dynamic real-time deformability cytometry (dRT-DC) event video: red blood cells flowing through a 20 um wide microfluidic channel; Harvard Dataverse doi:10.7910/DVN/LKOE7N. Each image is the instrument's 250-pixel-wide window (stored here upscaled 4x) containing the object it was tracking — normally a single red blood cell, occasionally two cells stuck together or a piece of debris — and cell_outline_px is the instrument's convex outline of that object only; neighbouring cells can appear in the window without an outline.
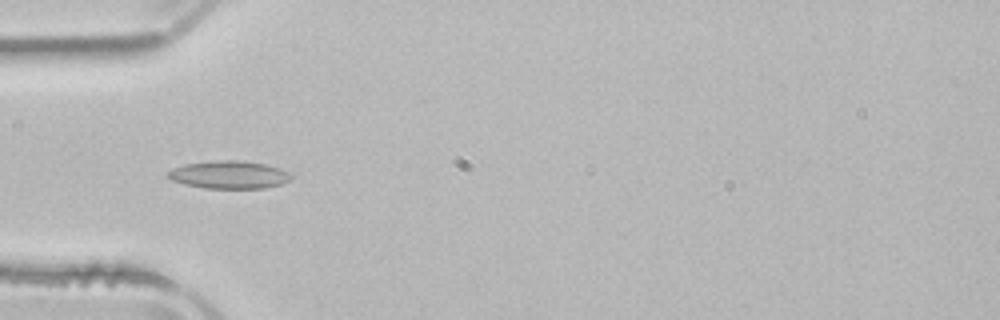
{"species": "common noctule bat (a hibernating species)", "species_latin": "Nyctalus noctula", "temperature_condition": "room temperature", "stored_images_in_passage": 52, "camera_frame_rate_fps": 3000, "um_per_image_px": 0.085, "animal": {"sex": "male", "body_mass_g": 21.5, "forearm_length_mm": 52.0}, "frame": {"image": 1, "passage_image": 16, "time_ms": 5.0, "image_size_px": [1000, 320], "cell_outline_px": [[292, 176], [288, 180], [280, 184], [264, 188], [204, 188], [184, 184], [172, 180], [164, 176], [172, 168], [184, 164], [216, 160], [240, 160], [264, 164], [280, 168], [288, 172]], "centroid_in_image_um": [19.42, 14.85], "position_along_channel_um": 65.6, "area_um2": 19.94}}
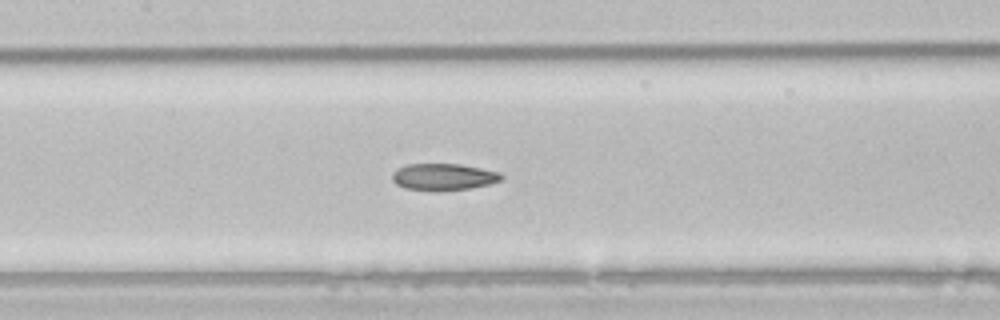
{"frame": {"image": 2, "passage_image": 24, "time_ms": 7.667, "image_size_px": [1000, 320], "cell_outline_px": [[504, 176], [500, 180], [488, 184], [472, 188], [440, 192], [436, 192], [404, 188], [396, 184], [392, 180], [392, 172], [396, 168], [404, 164], [460, 164], [500, 172]], "centroid_in_image_um": [37.65, 15.05], "position_along_channel_um": 169.8, "area_um2": 17.4}}
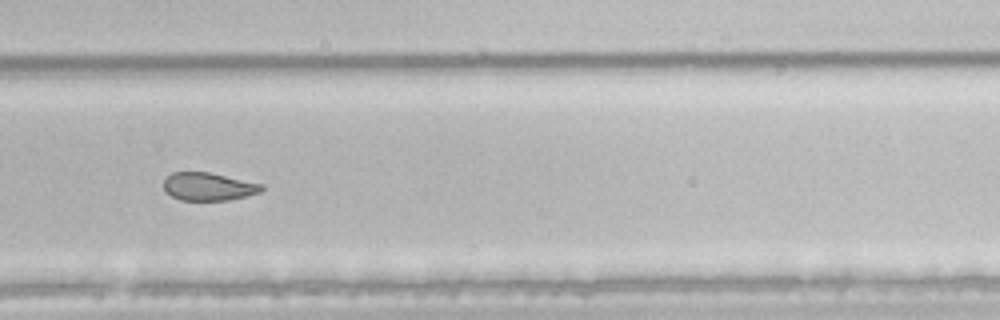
{"frame": {"image": 3, "passage_image": 35, "time_ms": 11.333, "image_size_px": [1000, 320], "cell_outline_px": [[264, 188], [260, 192], [228, 200], [180, 200], [164, 192], [164, 180], [172, 172], [208, 172], [264, 184]], "centroid_in_image_um": [17.7, 15.86], "position_along_channel_um": 312.1, "area_um2": 15.9}, "authors_computed_cell_mechanics": {"area_um2": 19.1896, "velocity_mm_per_s": 3.905, "shape_relaxation_time_tau1_ms": 8.3306, "shape_relaxation_time_tau2_ms": 2.7358, "deformation_change_tau1": 0.1668, "deformation_change_tau2": 0.0918}}